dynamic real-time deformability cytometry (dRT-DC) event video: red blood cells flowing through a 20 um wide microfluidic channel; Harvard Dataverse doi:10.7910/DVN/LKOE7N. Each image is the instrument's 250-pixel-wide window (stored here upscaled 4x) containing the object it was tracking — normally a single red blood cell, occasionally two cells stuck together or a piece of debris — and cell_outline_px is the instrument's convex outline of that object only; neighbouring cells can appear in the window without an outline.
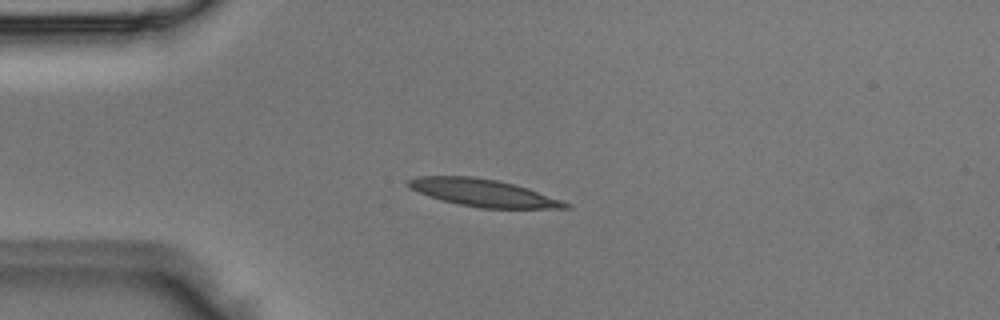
{"species": "Egyptian fruit bat (a non-hibernating species)", "species_latin": "Rousettus aegyptiacus", "temperature_condition": "room temperature", "stored_images_in_passage": 6, "camera_frame_rate_fps": 3000, "um_per_image_px": 0.085, "animal": {"sex": "male"}, "frame": {"image": 1, "passage_image": 3, "time_ms": 0.667, "image_size_px": [1000, 320], "cell_outline_px": [[572, 208], [480, 208], [460, 204], [428, 196], [408, 188], [404, 180], [416, 176], [472, 176], [496, 180], [528, 188], [564, 200], [572, 204]], "centroid_in_image_um": [41.06, 16.38], "position_along_channel_um": 43.9, "area_um2": 25.14}}
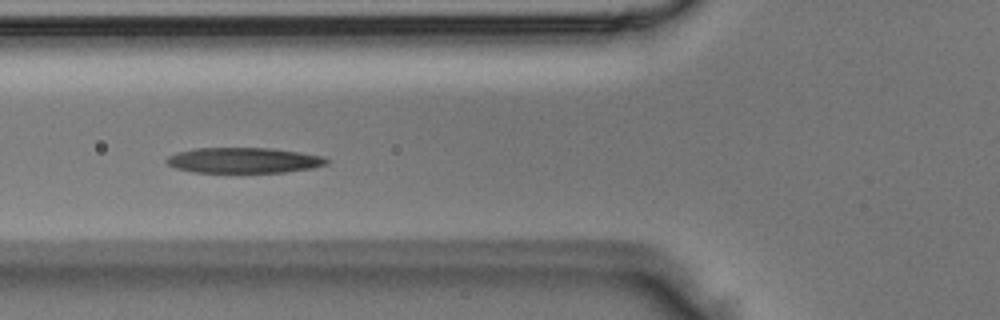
{"frame": {"image": 2, "passage_image": 5, "time_ms": 1.333, "image_size_px": [1000, 320], "cell_outline_px": [[332, 160], [328, 164], [312, 168], [284, 172], [196, 172], [176, 168], [168, 164], [164, 160], [168, 156], [180, 152], [196, 148], [272, 148], [300, 152], [324, 156]], "centroid_in_image_um": [20.79, 13.62], "position_along_channel_um": 105.0, "area_um2": 23.76}}